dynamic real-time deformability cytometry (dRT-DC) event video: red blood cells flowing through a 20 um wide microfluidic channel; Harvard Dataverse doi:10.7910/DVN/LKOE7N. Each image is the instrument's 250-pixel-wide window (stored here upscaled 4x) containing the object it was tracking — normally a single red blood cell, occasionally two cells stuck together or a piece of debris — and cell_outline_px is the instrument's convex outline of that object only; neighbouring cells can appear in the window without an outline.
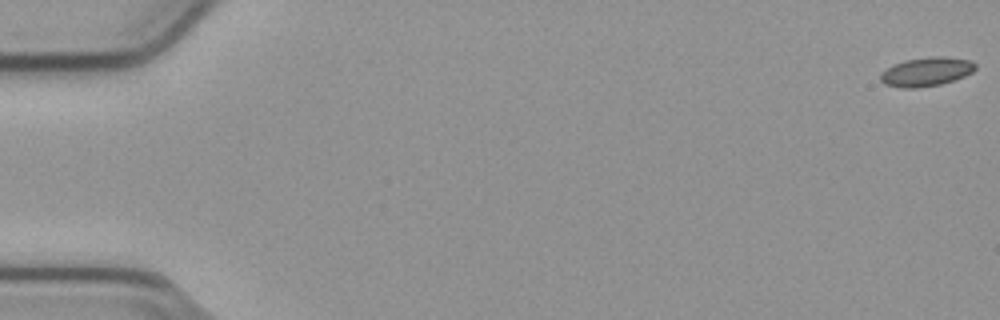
{"species": "common noctule bat (a hibernating species)", "species_latin": "Nyctalus noctula", "temperature_condition": "cold", "stored_images_in_passage": 55, "camera_frame_rate_fps": 3000, "um_per_image_px": 0.085, "animal": {"sex": "male", "body_mass_g": 23.1, "forearm_length_mm": 52.7}, "frame": {"image": 1, "passage_image": 1, "time_ms": 0.0, "image_size_px": [1000, 320], "cell_outline_px": [[976, 68], [972, 72], [964, 76], [940, 84], [916, 88], [904, 88], [884, 84], [880, 80], [880, 72], [904, 60], [932, 56], [944, 56], [972, 60], [976, 64]], "centroid_in_image_um": [78.75, 6.09], "position_along_channel_um": 6.3, "area_um2": 15.95}}
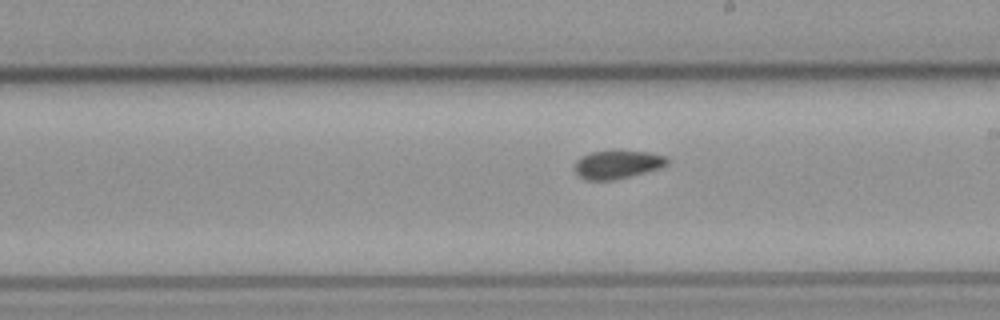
{"frame": {"image": 2, "passage_image": 32, "time_ms": 10.333, "image_size_px": [1000, 320], "cell_outline_px": [[668, 164], [660, 168], [612, 180], [584, 180], [572, 168], [576, 160], [580, 156], [592, 152], [612, 148], [648, 152], [668, 156]], "centroid_in_image_um": [52.45, 13.93], "position_along_channel_um": 236.6, "area_um2": 15.84}}
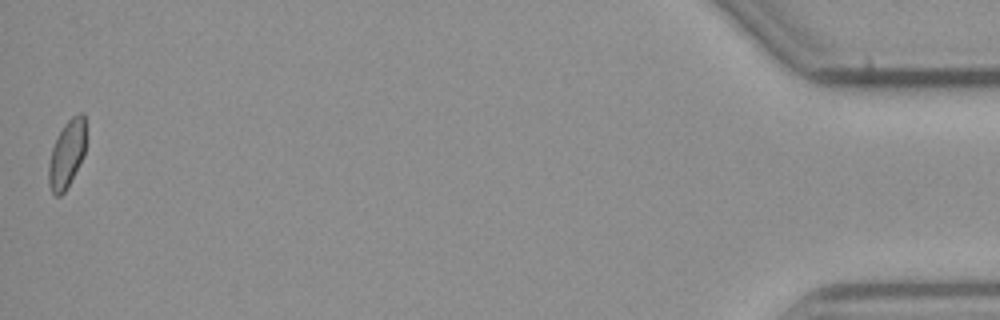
{"frame": {"image": 3, "passage_image": 55, "time_ms": 18.0, "image_size_px": [1000, 320], "cell_outline_px": [[84, 156], [64, 192], [60, 196], [56, 196], [52, 192], [48, 184], [48, 164], [52, 148], [64, 124], [72, 116], [80, 112], [84, 112]], "centroid_in_image_um": [5.66, 13.11], "position_along_channel_um": 429.5, "area_um2": 14.39}, "authors_computed_cell_mechanics": {"area_um2": 15.606, "velocity_mm_per_s": 3.7997, "shape_relaxation_time_tau1_ms": null, "shape_relaxation_time_tau2_ms": 11.1297, "deformation_change_tau1": null, "deformation_change_tau2": 0.1237}}